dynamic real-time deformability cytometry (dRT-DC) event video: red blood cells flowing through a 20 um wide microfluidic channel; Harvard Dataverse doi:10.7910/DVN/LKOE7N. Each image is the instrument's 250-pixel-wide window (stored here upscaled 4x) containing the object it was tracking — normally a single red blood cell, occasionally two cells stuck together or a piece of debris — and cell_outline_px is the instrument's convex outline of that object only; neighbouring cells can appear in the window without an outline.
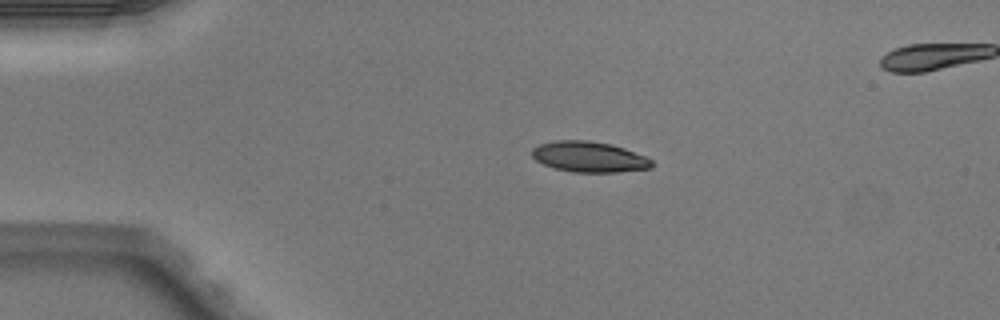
{"species": "Egyptian fruit bat (a non-hibernating species)", "species_latin": "Rousettus aegyptiacus", "temperature_condition": "warm", "stored_images_in_passage": 3, "segment_of_instrument_passage": [1, 2], "camera_frame_rate_fps": 3000, "um_per_image_px": 0.085, "animal": {"sex": "male"}, "frame": {"image": 1, "passage_image": 1, "time_ms": 0.0, "image_size_px": [1000, 320], "cell_outline_px": [[656, 164], [652, 168], [620, 172], [572, 172], [556, 168], [544, 164], [536, 160], [532, 156], [532, 148], [540, 144], [556, 140], [588, 140], [612, 144], [624, 148], [644, 156], [652, 160]], "centroid_in_image_um": [50.11, 13.33], "position_along_channel_um": 34.9, "area_um2": 21.44}}